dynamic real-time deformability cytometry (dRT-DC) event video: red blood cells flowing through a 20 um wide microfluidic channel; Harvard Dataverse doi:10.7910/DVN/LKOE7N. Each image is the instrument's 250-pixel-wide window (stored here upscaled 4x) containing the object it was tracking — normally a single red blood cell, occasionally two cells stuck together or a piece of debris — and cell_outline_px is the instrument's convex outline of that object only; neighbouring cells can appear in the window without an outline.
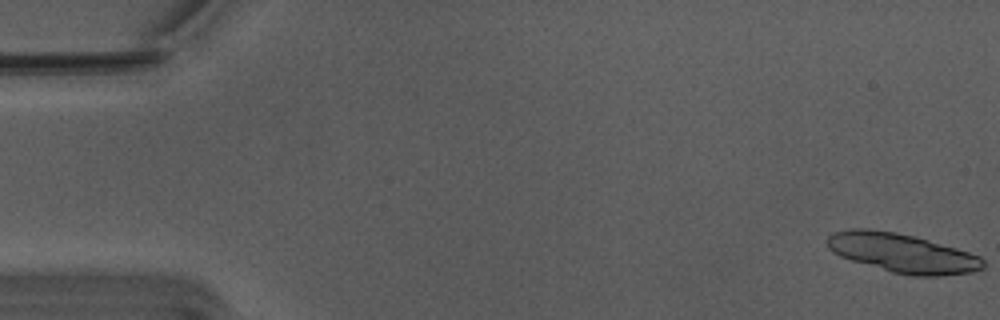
{"species": "Egyptian fruit bat (a non-hibernating species)", "species_latin": "Rousettus aegyptiacus", "temperature_condition": "warm", "stored_images_in_passage": 16, "camera_frame_rate_fps": 3000, "um_per_image_px": 0.085, "animal": {"sex": "male"}, "frame": {"image": 1, "passage_image": 1, "time_ms": 0.0, "image_size_px": [1000, 320], "cell_outline_px": [[984, 268], [972, 272], [936, 276], [912, 276], [892, 272], [852, 260], [840, 256], [832, 252], [828, 248], [828, 236], [836, 232], [848, 228], [868, 228], [896, 232], [916, 236], [956, 248], [980, 256], [984, 260]], "centroid_in_image_um": [76.7, 21.5], "position_along_channel_um": 8.3, "area_um2": 35.43}}